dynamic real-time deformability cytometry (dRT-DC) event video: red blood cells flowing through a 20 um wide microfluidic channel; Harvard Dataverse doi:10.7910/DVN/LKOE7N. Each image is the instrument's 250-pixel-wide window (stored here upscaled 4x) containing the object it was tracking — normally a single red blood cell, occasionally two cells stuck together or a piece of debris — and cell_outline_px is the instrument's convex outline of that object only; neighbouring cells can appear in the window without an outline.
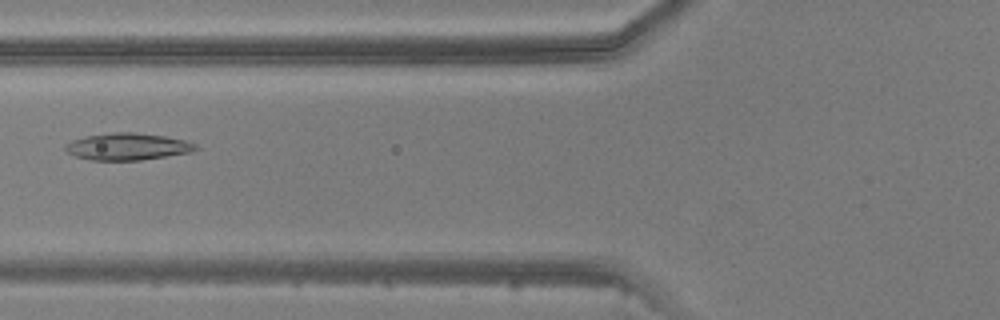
{"species": "common noctule bat (a hibernating species)", "species_latin": "Nyctalus noctula", "temperature_condition": "warm", "stored_images_in_passage": 3, "camera_frame_rate_fps": 3000, "um_per_image_px": 0.085, "animal": {"sex": "male", "body_mass_g": 20.5, "forearm_length_mm": 52.5}, "frame": {"image": 1, "passage_image": 3, "time_ms": 2.333, "image_size_px": [1000, 320], "cell_outline_px": [[200, 148], [188, 152], [140, 160], [92, 160], [76, 156], [68, 152], [64, 148], [64, 144], [72, 140], [84, 136], [116, 132], [132, 132], [164, 136], [184, 140], [196, 144]], "centroid_in_image_um": [10.8, 12.45], "position_along_channel_um": 115.0, "area_um2": 20.23}}